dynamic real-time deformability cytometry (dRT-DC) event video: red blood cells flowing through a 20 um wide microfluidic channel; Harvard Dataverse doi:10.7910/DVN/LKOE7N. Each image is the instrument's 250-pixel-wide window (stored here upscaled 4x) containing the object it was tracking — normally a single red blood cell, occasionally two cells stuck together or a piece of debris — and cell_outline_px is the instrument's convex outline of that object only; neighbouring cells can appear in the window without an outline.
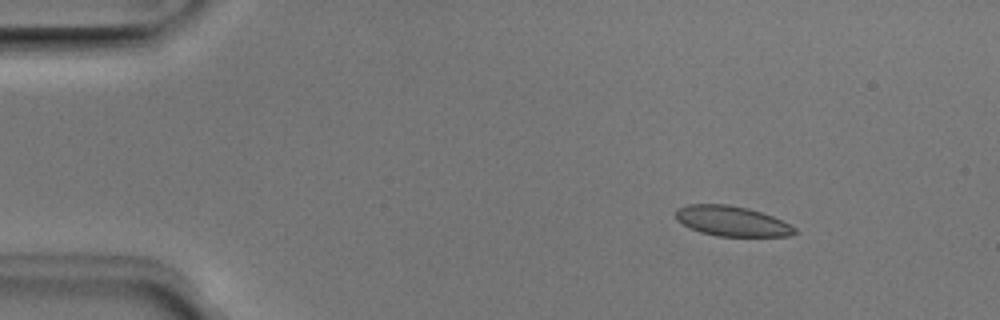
{"species": "Egyptian fruit bat (a non-hibernating species)", "species_latin": "Rousettus aegyptiacus", "temperature_condition": "room temperature", "stored_images_in_passage": 45, "camera_frame_rate_fps": 3000, "um_per_image_px": 0.085, "animal": {"sex": "male"}, "frame": {"image": 1, "passage_image": 1, "time_ms": 0.0, "image_size_px": [1000, 320], "cell_outline_px": [[796, 232], [792, 236], [716, 236], [700, 232], [676, 220], [676, 208], [688, 204], [728, 204], [748, 208], [772, 216], [796, 228]], "centroid_in_image_um": [62.19, 18.79], "position_along_channel_um": 22.8, "area_um2": 20.75}}
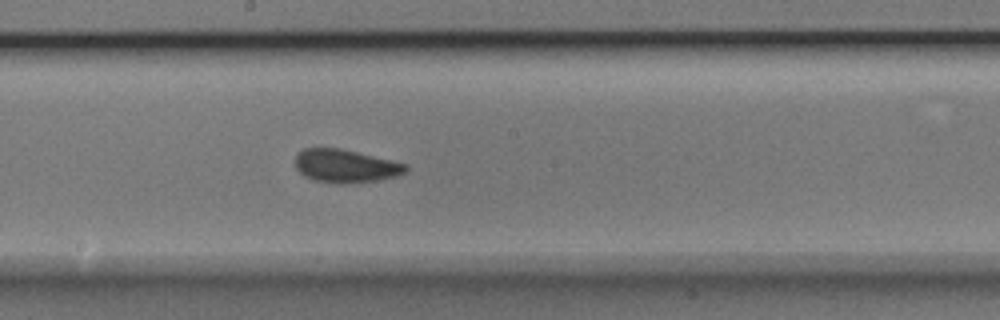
{"frame": {"image": 2, "passage_image": 22, "time_ms": 7.0, "image_size_px": [1000, 320], "cell_outline_px": [[408, 168], [404, 172], [396, 176], [376, 180], [344, 184], [340, 184], [312, 180], [304, 176], [296, 168], [296, 156], [304, 148], [340, 148], [392, 160], [408, 164]], "centroid_in_image_um": [29.36, 14.11], "position_along_channel_um": 218.8, "area_um2": 21.27}}
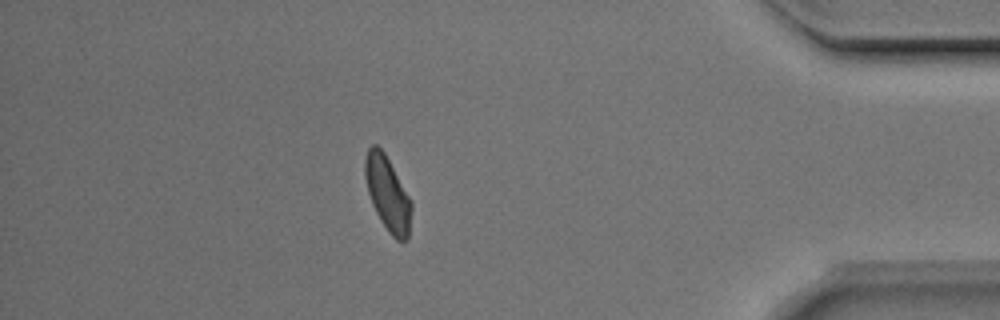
{"frame": {"image": 3, "passage_image": 39, "time_ms": 12.667, "image_size_px": [1000, 320], "cell_outline_px": [[412, 208], [408, 240], [396, 240], [388, 232], [380, 220], [372, 204], [368, 192], [364, 176], [364, 160], [368, 148], [372, 144], [376, 144], [384, 152], [412, 200]], "centroid_in_image_um": [32.95, 16.46], "position_along_channel_um": 402.3, "area_um2": 20.29}, "authors_computed_cell_mechanics": {"area_um2": 21.097, "velocity_mm_per_s": 3.9499, "shape_relaxation_time_tau1_ms": 3.6196, "shape_relaxation_time_tau2_ms": 0.6473, "deformation_change_tau1": 0.0987, "deformation_change_tau2": 0.0685}}